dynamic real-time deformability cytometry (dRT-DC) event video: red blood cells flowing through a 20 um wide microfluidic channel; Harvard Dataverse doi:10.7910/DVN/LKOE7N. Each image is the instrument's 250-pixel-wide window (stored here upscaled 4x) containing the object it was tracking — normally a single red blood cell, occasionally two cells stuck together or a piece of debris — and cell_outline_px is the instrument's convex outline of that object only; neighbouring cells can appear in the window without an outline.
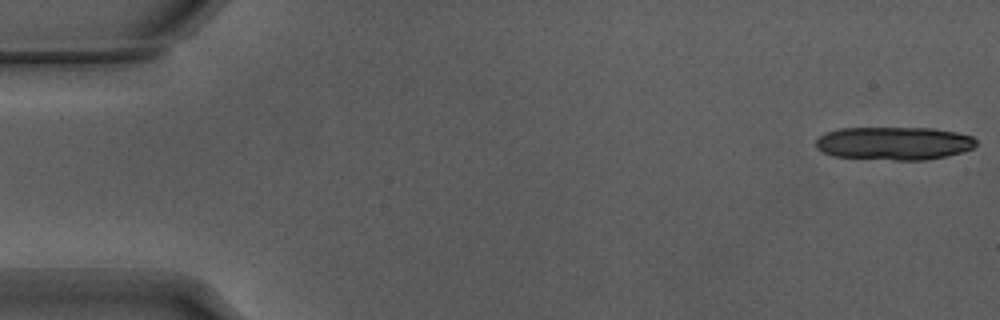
{"species": "Egyptian fruit bat (a non-hibernating species)", "species_latin": "Rousettus aegyptiacus", "temperature_condition": "warm", "stored_images_in_passage": 8, "camera_frame_rate_fps": 3000, "um_per_image_px": 0.085, "animal": {"sex": "male"}, "frame": {"image": 1, "passage_image": 1, "time_ms": 0.0, "image_size_px": [1000, 320], "cell_outline_px": [[976, 144], [972, 148], [964, 152], [924, 160], [896, 160], [832, 156], [816, 148], [816, 140], [820, 136], [828, 132], [840, 128], [932, 128], [956, 132], [972, 136], [976, 140]], "centroid_in_image_um": [76.0, 12.18], "position_along_channel_um": 9.0, "area_um2": 30.87}}